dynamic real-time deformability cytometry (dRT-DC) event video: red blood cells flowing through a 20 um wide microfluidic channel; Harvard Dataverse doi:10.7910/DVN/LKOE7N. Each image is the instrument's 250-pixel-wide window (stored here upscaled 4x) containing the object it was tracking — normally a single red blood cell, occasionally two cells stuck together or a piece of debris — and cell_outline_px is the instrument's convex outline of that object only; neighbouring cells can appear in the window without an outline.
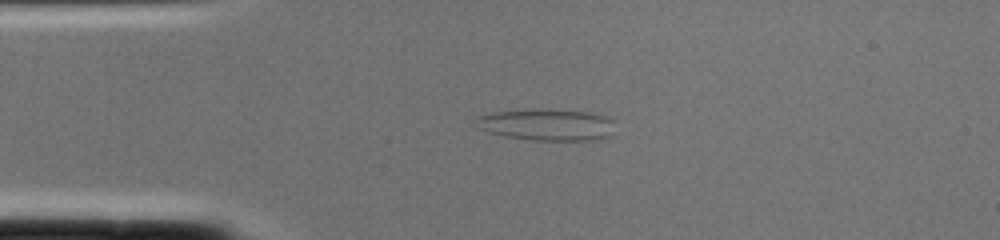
{"species": "common noctule bat (a hibernating species)", "species_latin": "Nyctalus noctula", "temperature_condition": "cold", "stored_images_in_passage": 3, "camera_frame_rate_fps": 3000, "um_per_image_px": 0.085, "animal": {"sex": "female", "body_mass_g": 22.0, "forearm_length_mm": 56.7}, "frame": {"image": 1, "passage_image": 3, "time_ms": 0.667, "image_size_px": [1000, 240], "cell_outline_px": [[612, 120], [608, 136], [588, 140], [532, 140], [504, 136], [480, 128], [476, 120], [476, 116], [492, 112], [544, 108], [600, 112]], "centroid_in_image_um": [46.48, 10.56], "position_along_channel_um": 38.5, "area_um2": 25.61}}